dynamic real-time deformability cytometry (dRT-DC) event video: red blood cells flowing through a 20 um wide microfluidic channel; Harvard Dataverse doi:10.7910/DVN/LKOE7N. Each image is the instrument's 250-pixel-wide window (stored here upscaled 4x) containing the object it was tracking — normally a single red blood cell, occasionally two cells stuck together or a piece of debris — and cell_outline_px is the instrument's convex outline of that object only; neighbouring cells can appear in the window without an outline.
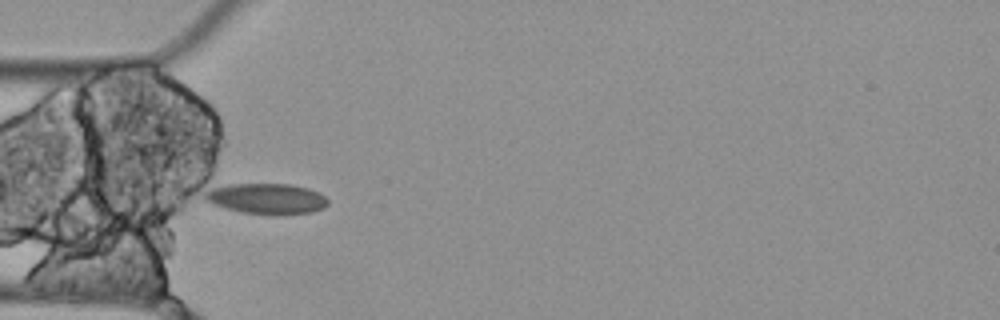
{"species": "Egyptian fruit bat (a non-hibernating species)", "species_latin": "Rousettus aegyptiacus", "temperature_condition": "cold", "stored_images_in_passage": 12, "camera_frame_rate_fps": 3000, "um_per_image_px": 0.085, "animal": {"sex": "female"}, "frame": {"image": 1, "passage_image": 2, "time_ms": 0.333, "image_size_px": [1000, 320], "cell_outline_px": [[328, 204], [324, 208], [312, 212], [240, 212], [224, 208], [212, 204], [204, 200], [204, 196], [208, 184], [292, 184], [308, 188], [320, 192], [328, 200]], "centroid_in_image_um": [22.55, 16.82], "position_along_channel_um": 62.5, "area_um2": 21.79}}
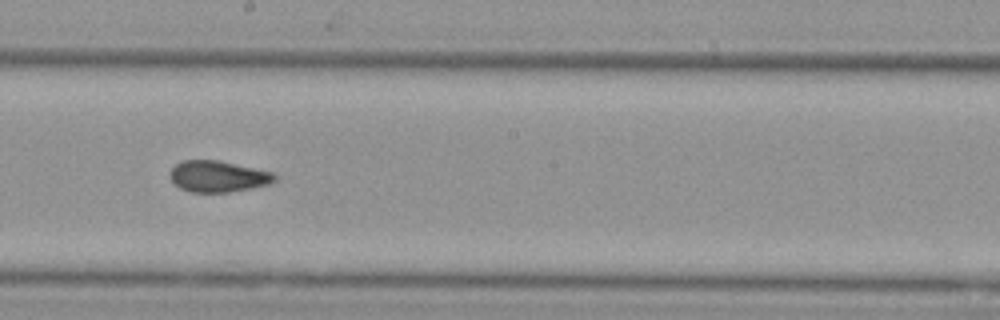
{"frame": {"image": 2, "passage_image": 6, "time_ms": 1.667, "image_size_px": [1000, 320], "cell_outline_px": [[276, 180], [268, 184], [252, 188], [228, 192], [192, 192], [180, 188], [168, 176], [168, 172], [176, 164], [184, 160], [220, 160], [276, 172]], "centroid_in_image_um": [18.55, 14.98], "position_along_channel_um": 229.6, "area_um2": 19.31}}
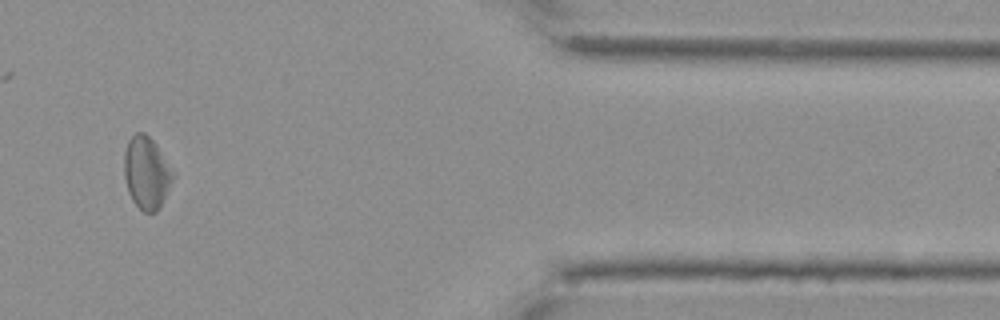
{"frame": {"image": 3, "passage_image": 11, "time_ms": 3.333, "image_size_px": [1000, 320], "cell_outline_px": [[176, 176], [160, 208], [156, 212], [144, 212], [132, 200], [128, 192], [124, 176], [124, 152], [128, 140], [136, 132], [144, 132], [156, 144]], "centroid_in_image_um": [12.46, 14.7], "position_along_channel_um": 398.9, "area_um2": 20.69}}